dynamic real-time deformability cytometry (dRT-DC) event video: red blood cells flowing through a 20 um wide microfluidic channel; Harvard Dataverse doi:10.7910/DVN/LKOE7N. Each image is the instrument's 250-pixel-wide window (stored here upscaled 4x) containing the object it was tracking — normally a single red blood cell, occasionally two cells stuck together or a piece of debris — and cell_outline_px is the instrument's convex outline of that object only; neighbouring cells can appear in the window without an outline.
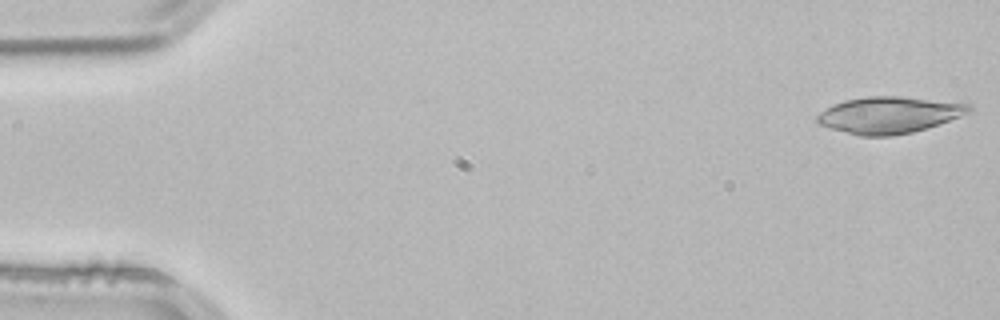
{"species": "common noctule bat (a hibernating species)", "species_latin": "Nyctalus noctula", "temperature_condition": "room temperature", "stored_images_in_passage": 9, "camera_frame_rate_fps": 3000, "um_per_image_px": 0.085, "animal": {"sex": "male", "body_mass_g": 21.5, "forearm_length_mm": 52.0}, "frame": {"image": 1, "passage_image": 1, "time_ms": 0.0, "image_size_px": [1000, 320], "cell_outline_px": [[972, 112], [928, 128], [912, 132], [892, 136], [860, 136], [832, 128], [820, 124], [816, 120], [816, 116], [820, 112], [832, 104], [844, 100], [864, 96], [900, 96], [972, 104]], "centroid_in_image_um": [75.59, 9.76], "position_along_channel_um": 9.4, "area_um2": 32.48}}